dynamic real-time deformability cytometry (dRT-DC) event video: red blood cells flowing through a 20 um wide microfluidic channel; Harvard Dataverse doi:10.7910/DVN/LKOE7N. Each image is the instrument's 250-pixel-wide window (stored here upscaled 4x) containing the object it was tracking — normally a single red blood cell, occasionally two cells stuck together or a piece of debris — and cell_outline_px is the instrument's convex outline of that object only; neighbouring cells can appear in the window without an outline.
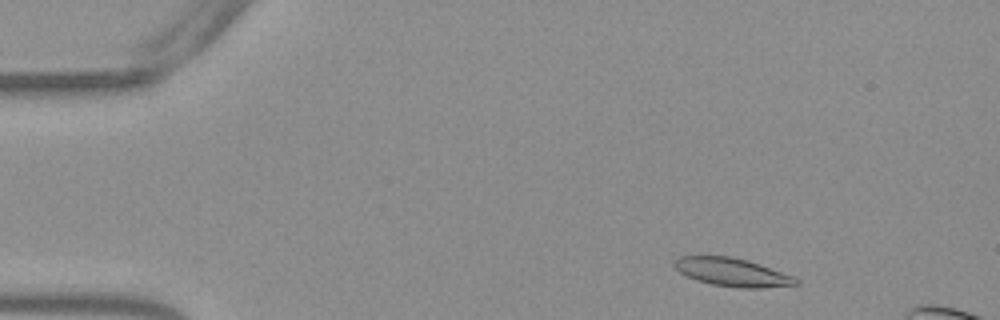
{"species": "Egyptian fruit bat (a non-hibernating species)", "species_latin": "Rousettus aegyptiacus", "temperature_condition": "warm", "stored_images_in_passage": 13, "camera_frame_rate_fps": 3000, "um_per_image_px": 0.085, "frame": {"image": 1, "passage_image": 4, "time_ms": 1.0, "image_size_px": [1000, 320], "cell_outline_px": [[800, 284], [760, 288], [740, 288], [712, 284], [696, 280], [680, 272], [672, 264], [680, 256], [732, 256], [748, 260], [760, 264], [792, 276], [800, 280]], "centroid_in_image_um": [62.25, 23.14], "position_along_channel_um": 22.8, "area_um2": 19.88}}